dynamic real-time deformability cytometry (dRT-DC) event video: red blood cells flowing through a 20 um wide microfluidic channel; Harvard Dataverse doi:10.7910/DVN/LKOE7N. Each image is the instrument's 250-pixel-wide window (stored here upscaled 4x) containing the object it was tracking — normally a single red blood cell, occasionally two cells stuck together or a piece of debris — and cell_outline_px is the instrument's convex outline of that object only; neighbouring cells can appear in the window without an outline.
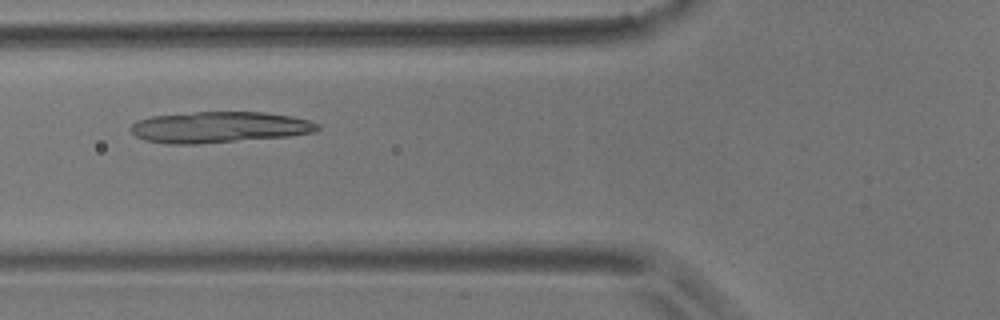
{"species": "common noctule bat (a hibernating species)", "species_latin": "Nyctalus noctula", "temperature_condition": "room temperature", "stored_images_in_passage": 38, "camera_frame_rate_fps": 3000, "um_per_image_px": 0.085, "animal": {"sex": "male", "body_mass_g": 17.9}, "frame": {"image": 1, "passage_image": 4, "time_ms": 1.0, "image_size_px": [1000, 320], "cell_outline_px": [[320, 128], [316, 132], [288, 136], [196, 144], [168, 144], [144, 140], [136, 136], [128, 128], [136, 120], [152, 116], [196, 112], [264, 112], [292, 116], [308, 120], [320, 124]], "centroid_in_image_um": [18.62, 10.81], "position_along_channel_um": 107.2, "area_um2": 33.93}}
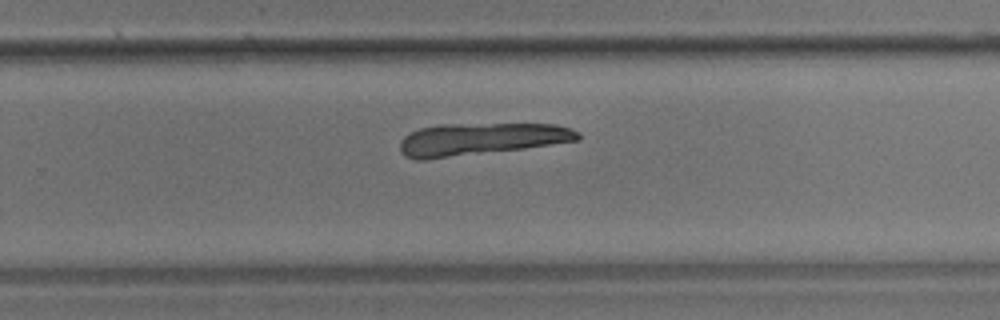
{"frame": {"image": 2, "passage_image": 19, "time_ms": 6.0, "image_size_px": [1000, 320], "cell_outline_px": [[580, 140], [524, 148], [424, 160], [416, 160], [404, 156], [400, 152], [400, 140], [404, 136], [420, 128], [440, 124], [556, 124], [572, 128], [580, 132]], "centroid_in_image_um": [40.86, 11.82], "position_along_channel_um": 288.9, "area_um2": 33.47}}
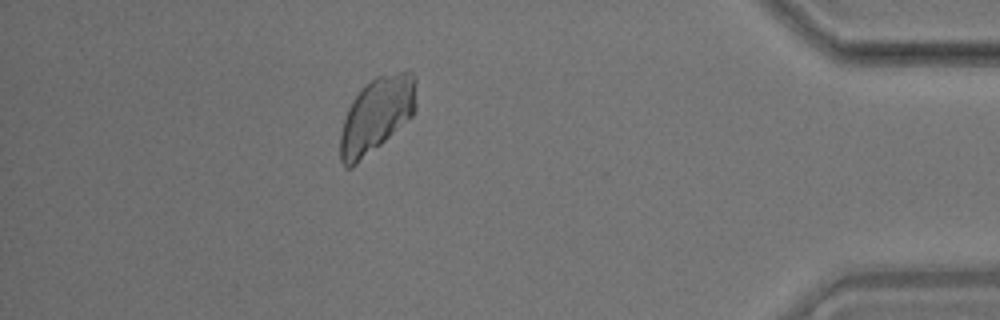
{"frame": {"image": 3, "passage_image": 32, "time_ms": 10.333, "image_size_px": [1000, 320], "cell_outline_px": [[416, 108], [412, 116], [380, 144], [352, 168], [344, 168], [340, 160], [340, 136], [344, 120], [348, 108], [352, 100], [364, 84], [376, 76], [408, 68], [416, 76]], "centroid_in_image_um": [32.03, 9.71], "position_along_channel_um": 403.2, "area_um2": 33.58}}